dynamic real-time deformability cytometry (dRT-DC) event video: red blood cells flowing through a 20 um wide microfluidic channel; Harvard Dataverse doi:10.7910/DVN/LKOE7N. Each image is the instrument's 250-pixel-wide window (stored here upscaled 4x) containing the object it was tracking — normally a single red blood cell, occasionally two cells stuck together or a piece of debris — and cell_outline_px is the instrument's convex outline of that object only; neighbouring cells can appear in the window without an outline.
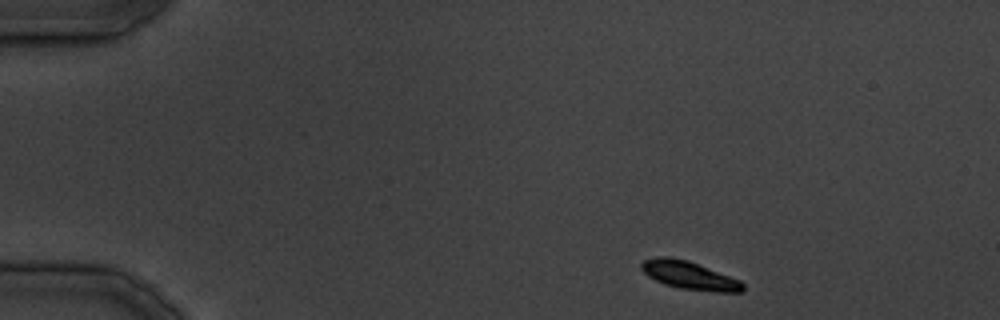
{"species": "common noctule bat (a hibernating species)", "species_latin": "Nyctalus noctula", "temperature_condition": "cold", "stored_images_in_passage": 32, "camera_frame_rate_fps": 3000, "um_per_image_px": 0.085, "animal": {"sex": "male", "body_mass_g": 19.5, "forearm_length_mm": 54.6}, "frame": {"image": 1, "passage_image": 1, "time_ms": 0.0, "image_size_px": [1000, 320], "cell_outline_px": [[744, 292], [716, 292], [680, 288], [664, 284], [648, 276], [640, 268], [640, 264], [644, 260], [656, 256], [668, 256], [688, 260], [740, 280], [744, 284]], "centroid_in_image_um": [58.59, 23.4], "position_along_channel_um": 26.4, "area_um2": 16.65}}
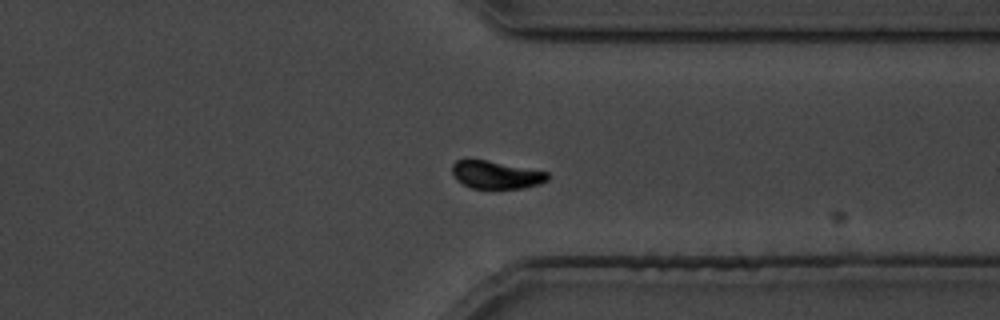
{"frame": {"image": 2, "passage_image": 24, "time_ms": 28.667, "image_size_px": [1000, 320], "cell_outline_px": [[552, 176], [548, 180], [540, 184], [524, 188], [472, 188], [456, 180], [452, 172], [452, 164], [456, 160], [468, 156], [548, 172]], "centroid_in_image_um": [42.14, 14.82], "position_along_channel_um": 369.3, "area_um2": 15.95}}
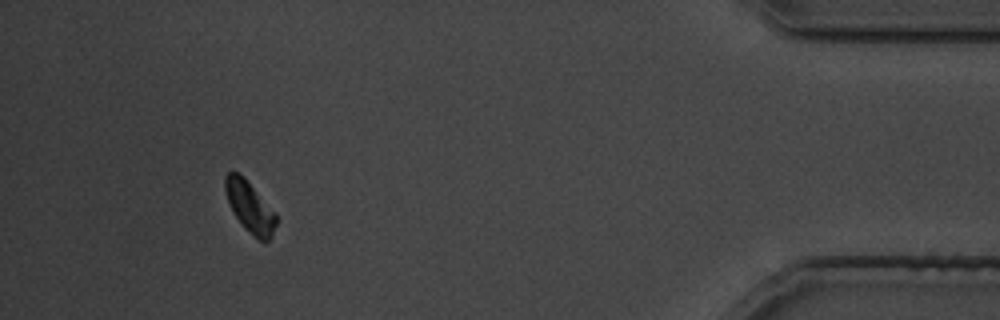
{"frame": {"image": 3, "passage_image": 30, "time_ms": 35.333, "image_size_px": [1000, 320], "cell_outline_px": [[276, 224], [272, 236], [268, 240], [260, 240], [244, 228], [236, 216], [228, 200], [224, 188], [224, 176], [228, 172], [236, 172], [244, 176], [276, 212]], "centroid_in_image_um": [21.24, 17.55], "position_along_channel_um": 414.0, "area_um2": 15.03}}